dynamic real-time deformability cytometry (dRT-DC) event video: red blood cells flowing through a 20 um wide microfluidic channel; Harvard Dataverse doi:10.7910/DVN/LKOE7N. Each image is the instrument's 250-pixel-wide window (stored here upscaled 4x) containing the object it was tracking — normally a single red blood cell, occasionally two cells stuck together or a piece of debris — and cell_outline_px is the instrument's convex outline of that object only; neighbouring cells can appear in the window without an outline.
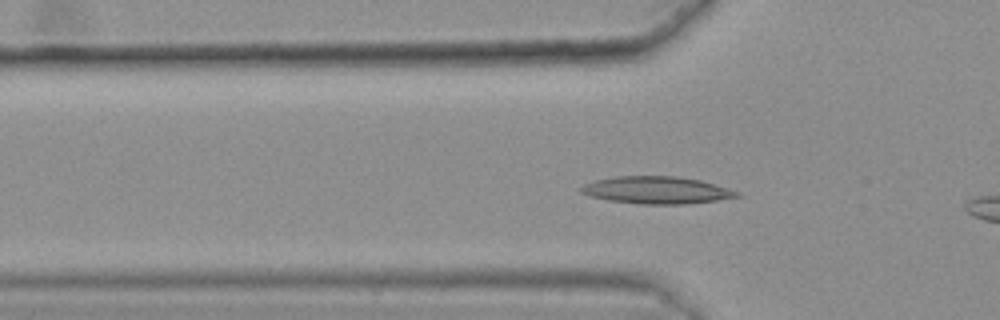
{"species": "common noctule bat (a hibernating species)", "species_latin": "Nyctalus noctula", "temperature_condition": "warm", "stored_images_in_passage": 42, "camera_frame_rate_fps": 3000, "um_per_image_px": 0.085, "animal": {"sex": "female", "body_mass_g": 25.1}, "frame": {"image": 1, "passage_image": 14, "time_ms": 4.333, "image_size_px": [1000, 320], "cell_outline_px": [[744, 196], [688, 204], [640, 204], [608, 200], [592, 196], [580, 192], [580, 188], [584, 184], [596, 180], [616, 176], [676, 176], [700, 180], [740, 192]], "centroid_in_image_um": [55.84, 16.16], "position_along_channel_um": 70.0, "area_um2": 24.68}}
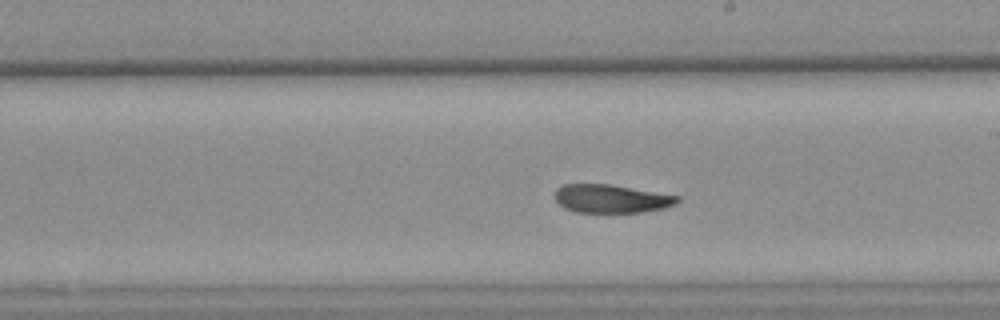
{"frame": {"image": 2, "passage_image": 28, "time_ms": 9.0, "image_size_px": [1000, 320], "cell_outline_px": [[680, 200], [676, 204], [664, 208], [640, 212], [576, 212], [564, 208], [556, 200], [556, 188], [564, 184], [612, 184], [680, 196]], "centroid_in_image_um": [51.98, 16.88], "position_along_channel_um": 237.0, "area_um2": 20.23}}
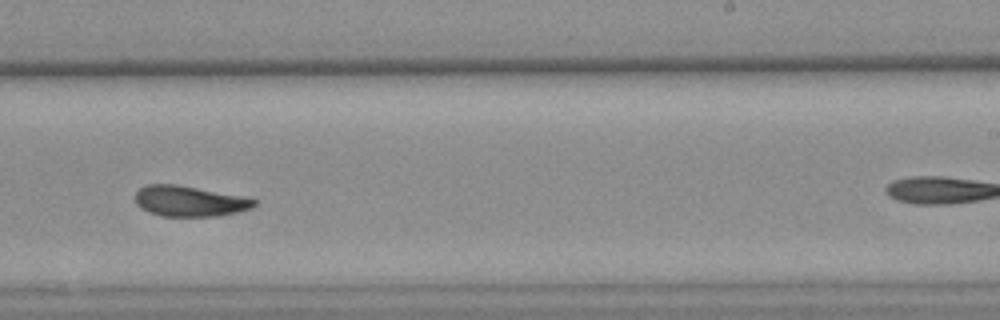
{"frame": {"image": 3, "passage_image": 31, "time_ms": 10.0, "image_size_px": [1000, 320], "cell_outline_px": [[256, 204], [252, 208], [236, 212], [216, 216], [160, 216], [148, 212], [136, 204], [136, 192], [144, 184], [176, 184], [240, 196], [256, 200]], "centroid_in_image_um": [16.06, 17.1], "position_along_channel_um": 272.9, "area_um2": 20.98}, "authors_computed_cell_mechanics": {"area_um2": 22.1374, "velocity_mm_per_s": 3.5847, "shape_relaxation_time_tau1_ms": 8.2634, "shape_relaxation_time_tau2_ms": 2.9556, "deformation_change_tau1": 0.2193, "deformation_change_tau2": 0.0993}}